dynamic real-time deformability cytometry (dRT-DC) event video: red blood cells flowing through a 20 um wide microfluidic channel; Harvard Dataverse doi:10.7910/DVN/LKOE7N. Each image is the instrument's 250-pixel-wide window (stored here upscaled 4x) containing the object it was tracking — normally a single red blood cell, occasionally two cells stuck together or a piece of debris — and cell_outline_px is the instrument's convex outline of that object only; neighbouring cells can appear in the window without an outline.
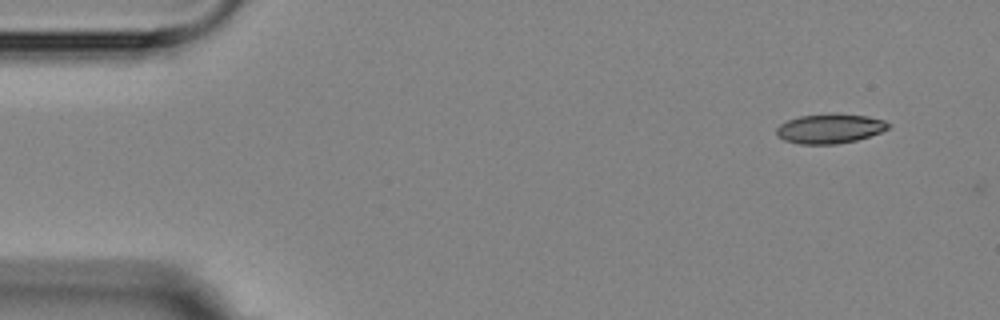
{"species": "Egyptian fruit bat (a non-hibernating species)", "species_latin": "Rousettus aegyptiacus", "temperature_condition": "room temperature", "stored_images_in_passage": 5, "camera_frame_rate_fps": 3000, "um_per_image_px": 0.085, "animal": {"sex": "female"}, "frame": {"image": 1, "passage_image": 1, "time_ms": 0.0, "image_size_px": [1000, 320], "cell_outline_px": [[892, 124], [888, 128], [880, 132], [856, 140], [836, 144], [800, 144], [784, 140], [776, 136], [776, 128], [780, 124], [788, 120], [800, 116], [868, 116], [884, 120]], "centroid_in_image_um": [70.51, 10.97], "position_along_channel_um": 14.5, "area_um2": 18.5}}
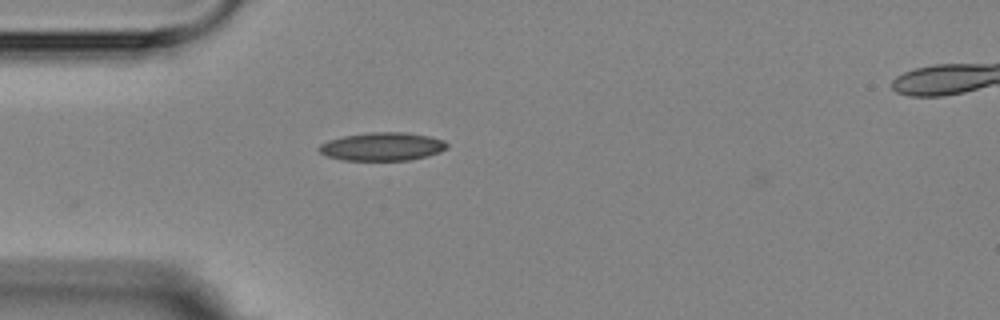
{"frame": {"image": 2, "passage_image": 4, "time_ms": 3.667, "image_size_px": [1000, 320], "cell_outline_px": [[448, 148], [440, 152], [428, 156], [408, 160], [340, 160], [328, 156], [320, 152], [316, 148], [320, 144], [328, 140], [344, 136], [372, 132], [404, 132], [428, 136], [444, 140], [448, 144]], "centroid_in_image_um": [32.5, 12.46], "position_along_channel_um": 52.5, "area_um2": 21.1}}